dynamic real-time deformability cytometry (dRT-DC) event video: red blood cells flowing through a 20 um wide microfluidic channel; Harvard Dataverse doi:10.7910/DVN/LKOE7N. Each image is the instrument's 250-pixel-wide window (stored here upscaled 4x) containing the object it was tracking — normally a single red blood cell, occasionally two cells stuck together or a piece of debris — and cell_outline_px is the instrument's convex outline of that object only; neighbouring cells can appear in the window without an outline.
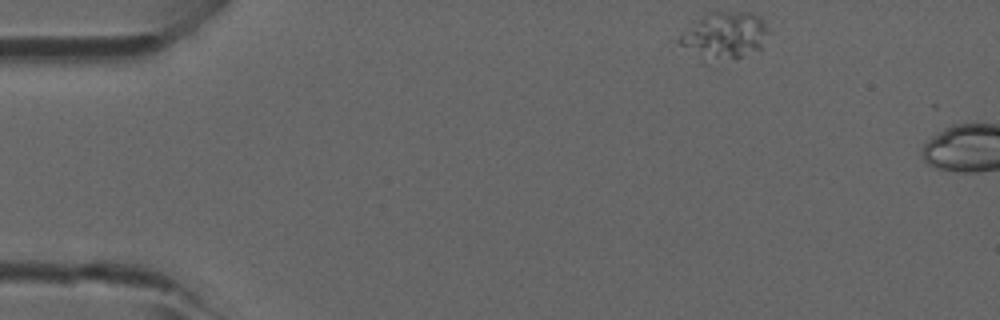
{"species": "common noctule bat (a hibernating species)", "species_latin": "Nyctalus noctula", "temperature_condition": "room temperature", "stored_images_in_passage": 2, "camera_frame_rate_fps": 3000, "um_per_image_px": 0.085, "animal": {"sex": "male", "forearm_length_mm": 52.5}, "frame": {"image": 1, "passage_image": 1, "time_ms": 0.0, "image_size_px": [1000, 320], "cell_outline_px": [[768, 32], [760, 48], [716, 68], [712, 68], [704, 64], [680, 44], [676, 40], [680, 36], [700, 20], [712, 12], [752, 12], [764, 24]], "centroid_in_image_um": [61.54, 3.17], "position_along_channel_um": 23.5, "area_um2": 24.74}}